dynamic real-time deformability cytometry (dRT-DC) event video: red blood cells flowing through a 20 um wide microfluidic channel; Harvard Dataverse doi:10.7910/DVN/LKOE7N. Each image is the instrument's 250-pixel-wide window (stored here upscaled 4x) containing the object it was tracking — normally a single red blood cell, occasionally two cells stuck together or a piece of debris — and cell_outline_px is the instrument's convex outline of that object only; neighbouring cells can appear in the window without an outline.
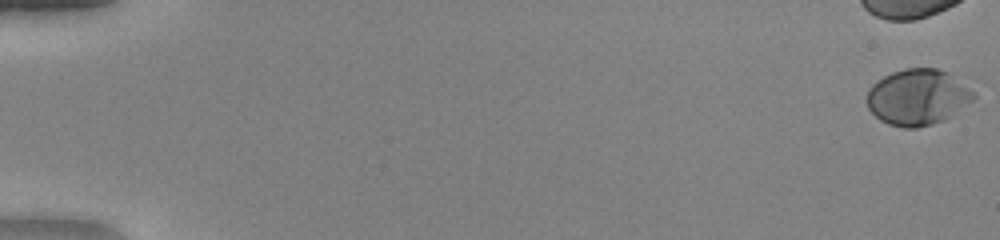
{"species": "human", "species_latin": "Homo sapiens", "temperature_condition": "warm", "stored_images_in_passage": 12, "camera_frame_rate_fps": 3000, "um_per_image_px": 0.085, "donor": {"sex": "female"}, "frame": {"image": 1, "passage_image": 1, "time_ms": 0.0, "image_size_px": [1000, 240], "cell_outline_px": [[976, 96], [972, 100], [944, 120], [932, 124], [916, 128], [904, 128], [888, 124], [880, 120], [868, 108], [868, 88], [872, 84], [884, 76], [892, 72], [904, 68], [936, 68], [948, 72], [976, 88]], "centroid_in_image_um": [78.04, 8.24], "position_along_channel_um": 7.0, "area_um2": 35.08}}